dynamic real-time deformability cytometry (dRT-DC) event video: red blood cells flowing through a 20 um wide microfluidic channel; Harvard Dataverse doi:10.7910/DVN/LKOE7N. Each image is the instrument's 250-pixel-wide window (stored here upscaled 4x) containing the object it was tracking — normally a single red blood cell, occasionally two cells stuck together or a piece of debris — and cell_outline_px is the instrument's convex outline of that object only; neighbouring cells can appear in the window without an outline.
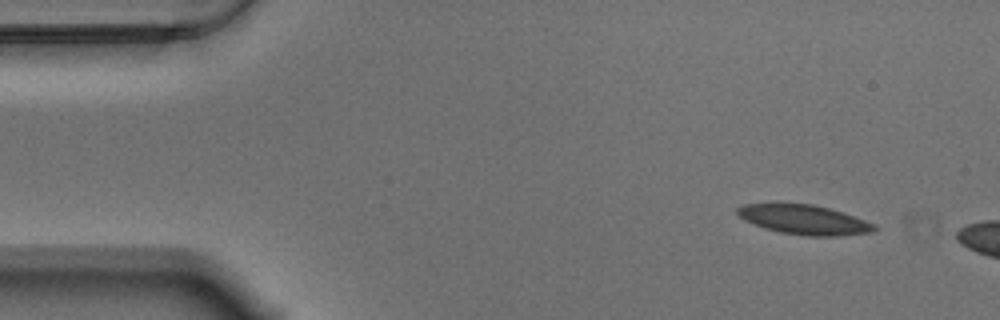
{"species": "Egyptian fruit bat (a non-hibernating species)", "species_latin": "Rousettus aegyptiacus", "temperature_condition": "warm", "stored_images_in_passage": 5, "camera_frame_rate_fps": 3000, "um_per_image_px": 0.085, "animal": {"sex": "male"}, "frame": {"image": 1, "passage_image": 1, "time_ms": 0.0, "image_size_px": [1000, 320], "cell_outline_px": [[876, 228], [872, 232], [836, 236], [804, 236], [780, 232], [764, 228], [744, 220], [736, 212], [736, 208], [744, 204], [772, 200], [780, 200], [812, 204], [828, 208], [876, 224]], "centroid_in_image_um": [68.22, 18.62], "position_along_channel_um": 16.8, "area_um2": 24.33}}